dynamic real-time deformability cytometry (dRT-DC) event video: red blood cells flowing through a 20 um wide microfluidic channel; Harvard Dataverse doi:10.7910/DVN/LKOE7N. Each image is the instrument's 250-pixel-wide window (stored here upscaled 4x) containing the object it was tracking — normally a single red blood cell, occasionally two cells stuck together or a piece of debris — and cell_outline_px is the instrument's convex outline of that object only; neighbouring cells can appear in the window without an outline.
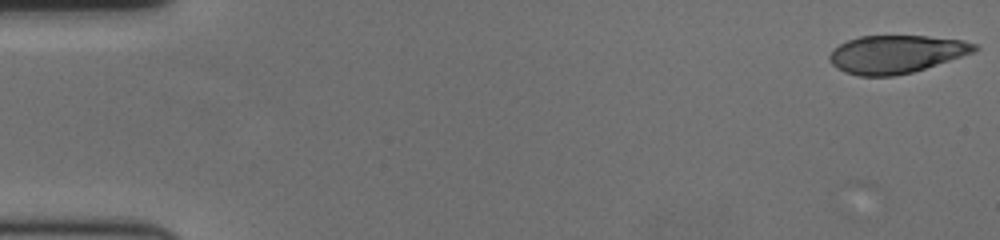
{"species": "human", "species_latin": "Homo sapiens", "temperature_condition": "cold", "stored_images_in_passage": 58, "camera_frame_rate_fps": 3000, "um_per_image_px": 0.085, "donor": {"sex": "female"}, "frame": {"image": 1, "passage_image": 1, "time_ms": 0.0, "image_size_px": [1000, 240], "cell_outline_px": [[980, 48], [972, 52], [912, 72], [896, 76], [856, 76], [844, 72], [836, 68], [828, 60], [828, 56], [840, 44], [848, 40], [860, 36], [928, 36], [964, 40], [976, 44]], "centroid_in_image_um": [76.13, 4.61], "position_along_channel_um": 8.9, "area_um2": 31.85}}
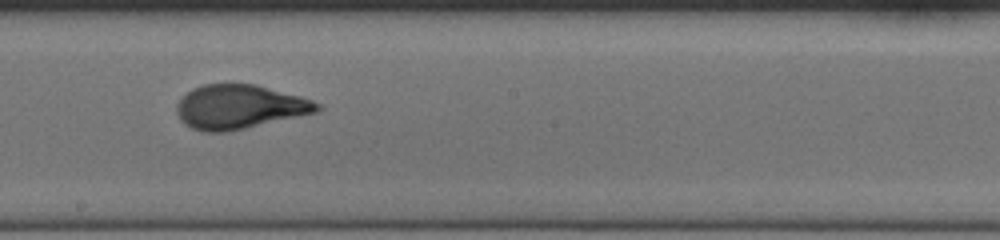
{"frame": {"image": 2, "passage_image": 33, "time_ms": 10.667, "image_size_px": [1000, 240], "cell_outline_px": [[324, 108], [316, 112], [228, 132], [204, 132], [192, 128], [184, 124], [180, 120], [176, 112], [176, 104], [192, 88], [204, 84], [256, 84], [300, 96], [312, 100], [320, 104]], "centroid_in_image_um": [20.34, 9.08], "position_along_channel_um": 227.9, "area_um2": 36.07}}
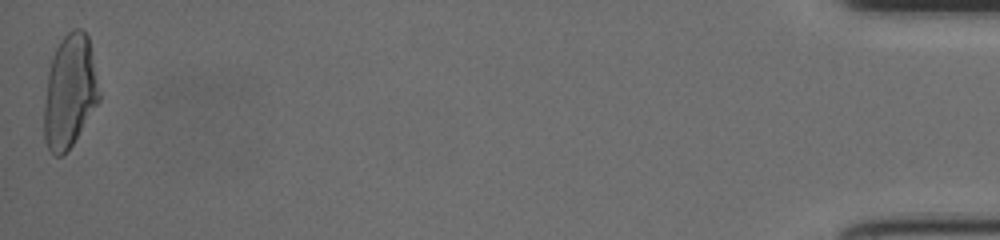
{"frame": {"image": 3, "passage_image": 58, "time_ms": 19.0, "image_size_px": [1000, 240], "cell_outline_px": [[100, 100], [72, 144], [60, 156], [56, 156], [48, 148], [44, 140], [44, 104], [48, 72], [52, 56], [60, 40], [72, 28], [80, 28], [88, 36], [100, 92]], "centroid_in_image_um": [5.92, 7.75], "position_along_channel_um": 429.3, "area_um2": 36.01}, "authors_computed_cell_mechanics": {"area_um2": 35.0268, "velocity_mm_per_s": 3.5724, "shape_relaxation_time_tau1_ms": 5.586, "shape_relaxation_time_tau2_ms": null, "deformation_change_tau1": 0.2264, "deformation_change_tau2": null}}